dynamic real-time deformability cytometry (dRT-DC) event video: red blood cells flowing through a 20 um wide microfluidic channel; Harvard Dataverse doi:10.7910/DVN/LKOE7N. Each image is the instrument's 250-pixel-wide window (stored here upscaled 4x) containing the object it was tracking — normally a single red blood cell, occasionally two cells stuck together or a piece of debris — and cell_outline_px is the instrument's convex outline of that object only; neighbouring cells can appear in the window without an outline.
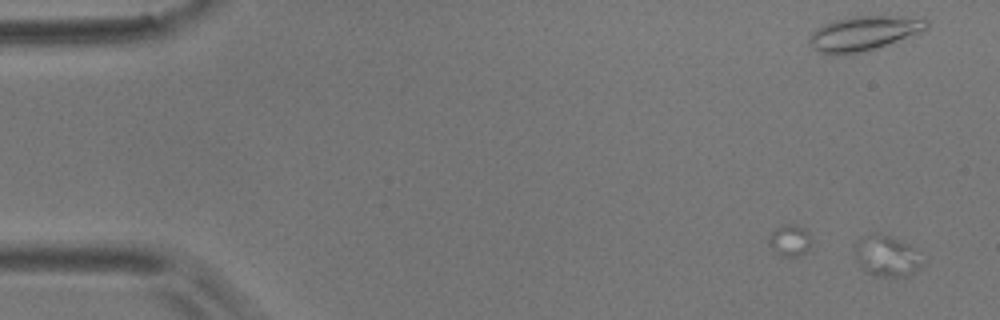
{"species": "common noctule bat (a hibernating species)", "species_latin": "Nyctalus noctula", "temperature_condition": "room temperature", "stored_images_in_passage": 8, "camera_frame_rate_fps": 3000, "um_per_image_px": 0.085, "animal": {"sex": "male", "body_mass_g": 17.9}, "frame": {"image": 1, "passage_image": 2, "time_ms": 2.0, "image_size_px": [1000, 320], "cell_outline_px": [[924, 264], [920, 268], [908, 276], [872, 276], [860, 264], [856, 256], [856, 240], [872, 232], [880, 232], [892, 236], [908, 244], [920, 252]], "centroid_in_image_um": [75.42, 21.73], "position_along_channel_um": 9.6, "area_um2": 16.3}}